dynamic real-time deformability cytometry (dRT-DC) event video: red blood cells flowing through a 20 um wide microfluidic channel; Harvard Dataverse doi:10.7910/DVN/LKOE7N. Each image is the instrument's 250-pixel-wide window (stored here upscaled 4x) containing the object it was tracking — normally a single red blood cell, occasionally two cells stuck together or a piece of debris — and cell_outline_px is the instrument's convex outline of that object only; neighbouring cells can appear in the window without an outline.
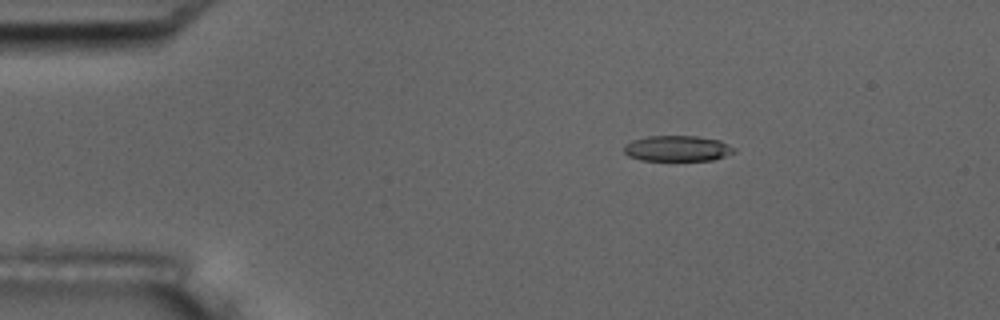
{"species": "common noctule bat (a hibernating species)", "species_latin": "Nyctalus noctula", "temperature_condition": "room temperature", "stored_images_in_passage": 5, "camera_frame_rate_fps": 3000, "um_per_image_px": 0.085, "animal": {"sex": "male", "body_mass_g": 17.5, "forearm_length_mm": 52.3}, "frame": {"image": 1, "passage_image": 3, "time_ms": 2.333, "image_size_px": [1000, 320], "cell_outline_px": [[736, 152], [712, 160], [640, 160], [628, 156], [624, 152], [624, 144], [632, 140], [648, 136], [696, 136], [720, 140], [736, 148]], "centroid_in_image_um": [57.57, 12.61], "position_along_channel_um": 27.4, "area_um2": 16.53}}